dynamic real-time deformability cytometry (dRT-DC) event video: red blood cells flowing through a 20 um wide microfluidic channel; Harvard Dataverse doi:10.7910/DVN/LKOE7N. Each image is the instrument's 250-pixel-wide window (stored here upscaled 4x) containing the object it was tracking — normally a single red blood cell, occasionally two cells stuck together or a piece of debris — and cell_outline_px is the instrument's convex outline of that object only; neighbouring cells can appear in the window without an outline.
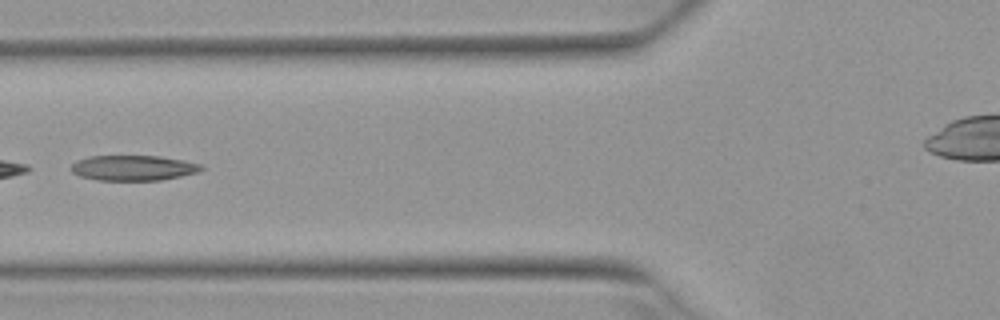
{"species": "Egyptian fruit bat (a non-hibernating species)", "species_latin": "Rousettus aegyptiacus", "temperature_condition": "warm", "stored_images_in_passage": 6, "camera_frame_rate_fps": 3000, "um_per_image_px": 0.085, "animal": {"sex": "female"}, "frame": {"image": 1, "passage_image": 5, "time_ms": 1.333, "image_size_px": [1000, 320], "cell_outline_px": [[204, 168], [200, 172], [160, 180], [96, 180], [80, 176], [72, 172], [68, 168], [76, 160], [88, 156], [160, 156], [184, 160], [200, 164]], "centroid_in_image_um": [11.3, 14.27], "position_along_channel_um": 114.5, "area_um2": 19.31}}
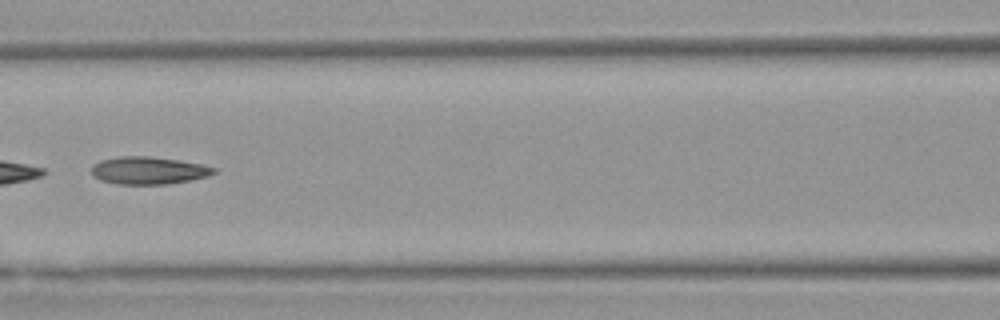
{"frame": {"image": 2, "passage_image": 6, "time_ms": 1.667, "image_size_px": [1000, 320], "cell_outline_px": [[216, 172], [208, 176], [168, 184], [116, 184], [100, 180], [92, 176], [92, 164], [100, 160], [120, 156], [148, 156], [176, 160], [200, 164], [216, 168]], "centroid_in_image_um": [12.57, 14.49], "position_along_channel_um": 154.0, "area_um2": 19.54}}